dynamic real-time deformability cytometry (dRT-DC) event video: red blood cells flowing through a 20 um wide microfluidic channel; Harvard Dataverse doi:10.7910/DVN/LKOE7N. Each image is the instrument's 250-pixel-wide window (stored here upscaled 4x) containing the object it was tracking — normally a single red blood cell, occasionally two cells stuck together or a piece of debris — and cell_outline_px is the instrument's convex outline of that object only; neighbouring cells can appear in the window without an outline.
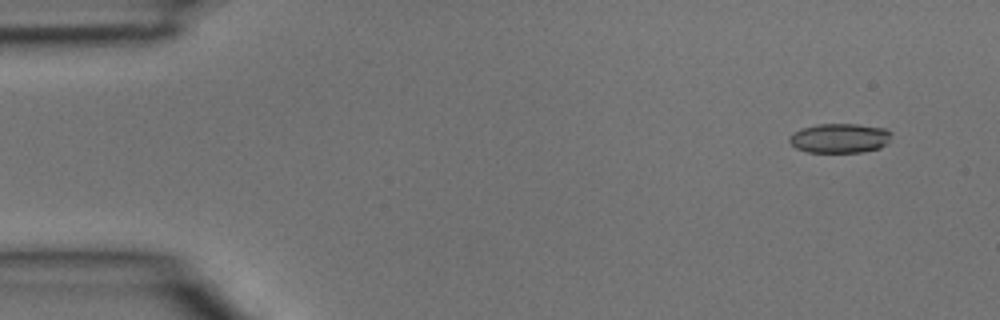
{"species": "common noctule bat (a hibernating species)", "species_latin": "Nyctalus noctula", "temperature_condition": "room temperature", "stored_images_in_passage": 4, "camera_frame_rate_fps": 3000, "um_per_image_px": 0.085, "animal": {"sex": "male", "body_mass_g": 15.6}, "frame": {"image": 1, "passage_image": 1, "time_ms": 0.0, "image_size_px": [1000, 320], "cell_outline_px": [[892, 132], [888, 140], [880, 148], [860, 152], [808, 152], [796, 148], [788, 140], [788, 136], [800, 128], [816, 124], [860, 124], [888, 128]], "centroid_in_image_um": [71.36, 11.73], "position_along_channel_um": 13.6, "area_um2": 17.69}}
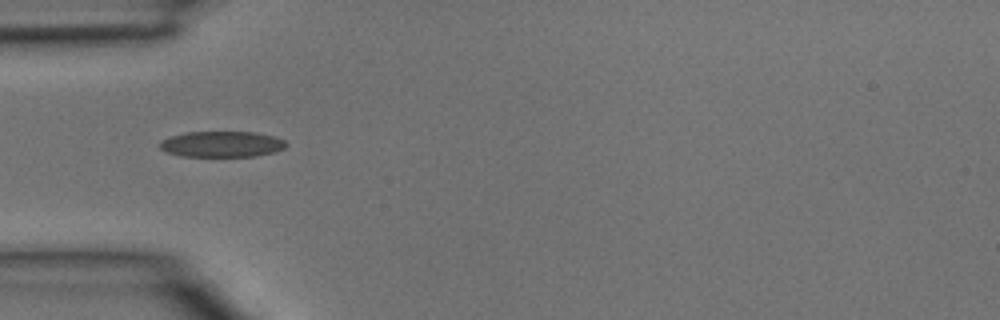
{"frame": {"image": 2, "passage_image": 3, "time_ms": 0.667, "image_size_px": [1000, 320], "cell_outline_px": [[288, 144], [284, 148], [276, 152], [256, 156], [180, 156], [168, 152], [160, 148], [160, 140], [172, 136], [188, 132], [252, 132], [272, 136], [284, 140]], "centroid_in_image_um": [18.87, 12.26], "position_along_channel_um": 66.1, "area_um2": 18.9}}